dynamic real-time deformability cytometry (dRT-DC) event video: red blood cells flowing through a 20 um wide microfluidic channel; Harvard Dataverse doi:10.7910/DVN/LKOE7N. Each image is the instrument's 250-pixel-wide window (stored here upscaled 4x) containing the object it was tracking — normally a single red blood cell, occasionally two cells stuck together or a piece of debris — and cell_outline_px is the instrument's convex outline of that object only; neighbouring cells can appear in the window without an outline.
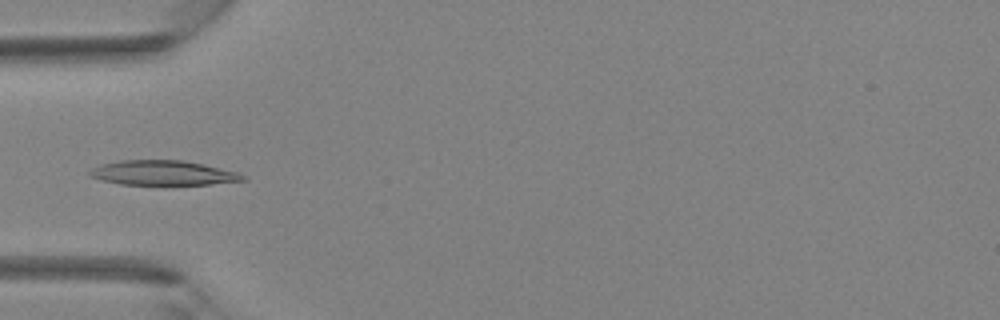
{"species": "Egyptian fruit bat (a non-hibernating species)", "species_latin": "Rousettus aegyptiacus", "temperature_condition": "room temperature", "stored_images_in_passage": 3, "camera_frame_rate_fps": 3000, "um_per_image_px": 0.085, "animal": {"sex": "female"}, "frame": {"image": 1, "passage_image": 3, "time_ms": 2.333, "image_size_px": [1000, 320], "cell_outline_px": [[248, 180], [208, 184], [120, 184], [100, 180], [88, 176], [88, 172], [92, 168], [100, 164], [120, 160], [184, 160], [204, 164], [240, 172], [248, 176]], "centroid_in_image_um": [13.88, 14.69], "position_along_channel_um": 71.1, "area_um2": 22.25}}